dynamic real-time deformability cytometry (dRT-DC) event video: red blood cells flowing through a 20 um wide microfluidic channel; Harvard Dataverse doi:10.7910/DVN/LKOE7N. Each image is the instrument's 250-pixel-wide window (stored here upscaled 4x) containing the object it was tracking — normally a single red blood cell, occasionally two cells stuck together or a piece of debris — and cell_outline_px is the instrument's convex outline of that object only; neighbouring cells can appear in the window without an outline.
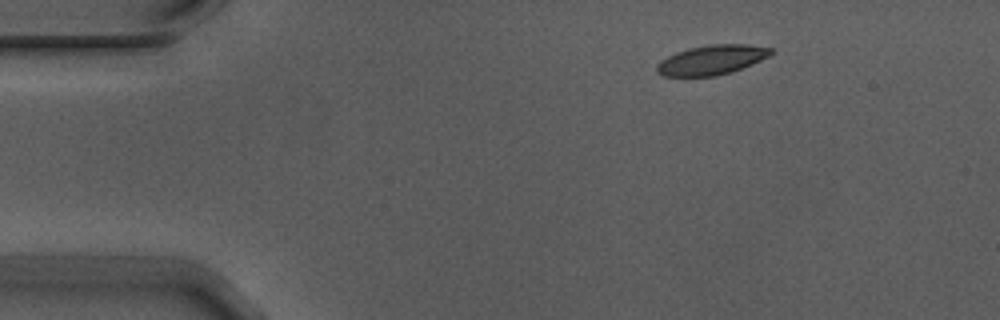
{"species": "Egyptian fruit bat (a non-hibernating species)", "species_latin": "Rousettus aegyptiacus", "temperature_condition": "warm", "stored_images_in_passage": 4, "camera_frame_rate_fps": 3000, "um_per_image_px": 0.085, "animal": {"sex": "male"}, "frame": {"image": 1, "passage_image": 1, "time_ms": 0.0, "image_size_px": [1000, 320], "cell_outline_px": [[776, 52], [752, 64], [732, 72], [716, 76], [664, 76], [656, 72], [656, 64], [660, 60], [676, 52], [688, 48], [708, 44], [744, 44], [772, 48]], "centroid_in_image_um": [60.48, 5.09], "position_along_channel_um": 24.5, "area_um2": 19.83}}
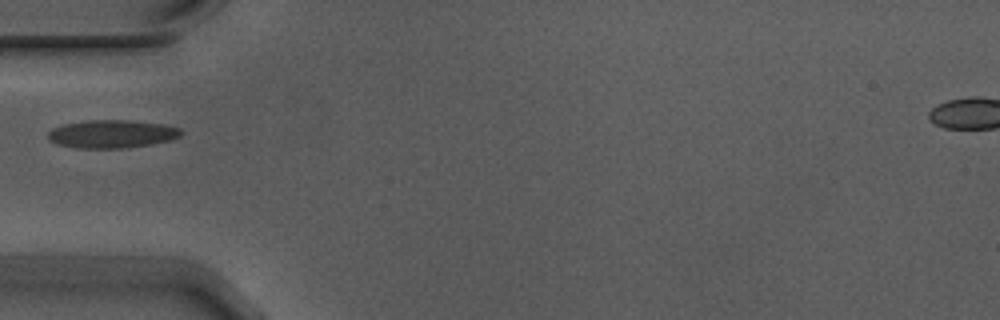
{"frame": {"image": 2, "passage_image": 4, "time_ms": 1.0, "image_size_px": [1000, 320], "cell_outline_px": [[184, 132], [180, 136], [172, 140], [152, 144], [124, 148], [76, 148], [56, 144], [48, 140], [48, 132], [52, 128], [60, 124], [88, 120], [132, 120], [164, 124], [180, 128]], "centroid_in_image_um": [9.51, 11.38], "position_along_channel_um": 75.5, "area_um2": 22.14}}